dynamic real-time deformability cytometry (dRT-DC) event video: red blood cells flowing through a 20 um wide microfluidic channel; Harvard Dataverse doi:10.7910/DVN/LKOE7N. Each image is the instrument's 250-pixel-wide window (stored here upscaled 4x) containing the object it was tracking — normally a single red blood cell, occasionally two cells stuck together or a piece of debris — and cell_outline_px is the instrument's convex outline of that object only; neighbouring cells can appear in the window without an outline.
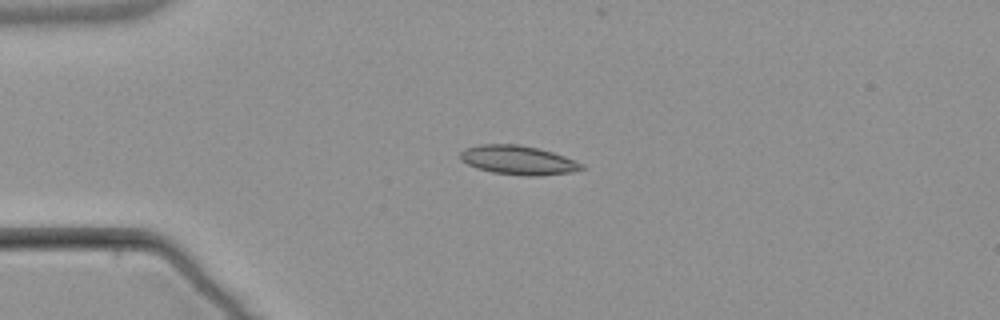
{"species": "common noctule bat (a hibernating species)", "species_latin": "Nyctalus noctula", "temperature_condition": "warm", "stored_images_in_passage": 8, "camera_frame_rate_fps": 3000, "um_per_image_px": 0.085, "animal": {"sex": "male", "body_mass_g": 21.5, "forearm_length_mm": 52.0}, "frame": {"image": 1, "passage_image": 4, "time_ms": 3.333, "image_size_px": [1000, 320], "cell_outline_px": [[584, 168], [572, 172], [540, 176], [528, 176], [492, 172], [476, 168], [460, 160], [460, 152], [464, 148], [480, 144], [516, 144], [536, 148], [552, 152], [564, 156], [584, 164]], "centroid_in_image_um": [44.02, 13.61], "position_along_channel_um": 41.0, "area_um2": 20.52}}
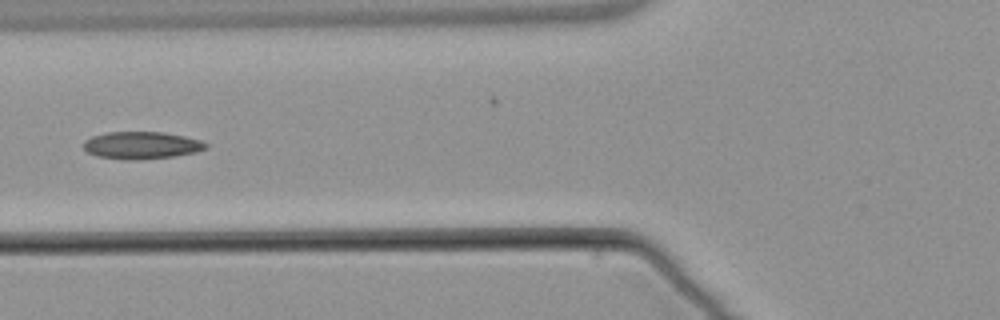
{"frame": {"image": 2, "passage_image": 6, "time_ms": 6.0, "image_size_px": [1000, 320], "cell_outline_px": [[208, 148], [196, 152], [172, 156], [136, 160], [124, 160], [96, 156], [88, 152], [84, 148], [84, 140], [92, 136], [108, 132], [164, 132], [184, 136], [200, 140], [208, 144]], "centroid_in_image_um": [12.03, 12.35], "position_along_channel_um": 113.8, "area_um2": 19.48}}